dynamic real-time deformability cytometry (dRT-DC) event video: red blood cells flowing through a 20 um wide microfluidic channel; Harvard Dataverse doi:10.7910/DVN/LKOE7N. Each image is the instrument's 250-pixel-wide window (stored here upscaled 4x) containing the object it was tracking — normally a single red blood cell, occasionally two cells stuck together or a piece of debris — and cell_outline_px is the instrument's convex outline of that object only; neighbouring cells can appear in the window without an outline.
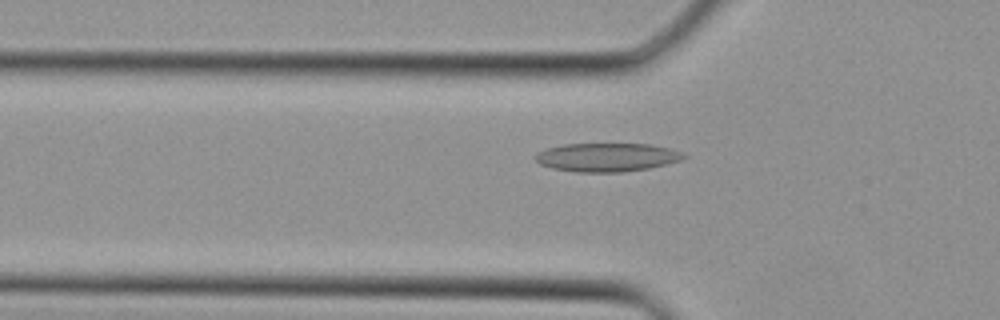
{"species": "Egyptian fruit bat (a non-hibernating species)", "species_latin": "Rousettus aegyptiacus", "temperature_condition": "cold", "stored_images_in_passage": 26, "camera_frame_rate_fps": 3000, "um_per_image_px": 0.085, "animal": {"sex": "female"}, "frame": {"image": 1, "passage_image": 4, "time_ms": 1.0, "image_size_px": [1000, 320], "cell_outline_px": [[688, 156], [680, 160], [648, 168], [620, 172], [576, 172], [552, 168], [540, 164], [536, 160], [536, 152], [548, 148], [564, 144], [652, 144], [684, 152]], "centroid_in_image_um": [51.59, 13.36], "position_along_channel_um": 74.2, "area_um2": 24.57}}
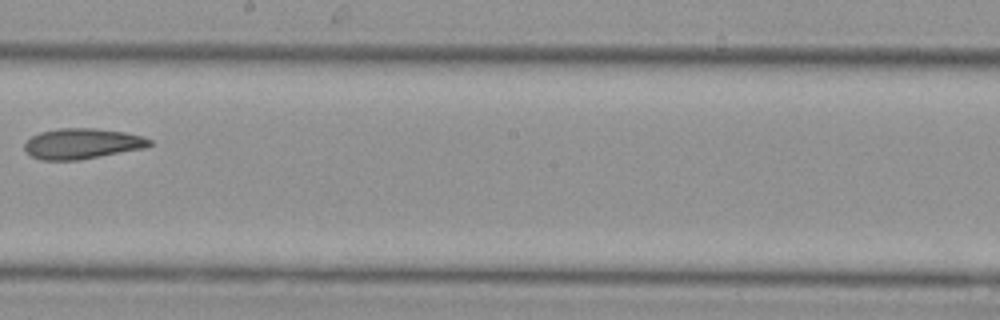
{"frame": {"image": 2, "passage_image": 13, "time_ms": 4.0, "image_size_px": [1000, 320], "cell_outline_px": [[152, 144], [144, 148], [100, 156], [76, 160], [40, 160], [32, 156], [24, 148], [24, 144], [32, 136], [40, 132], [60, 128], [96, 128], [124, 132], [144, 136], [152, 140]], "centroid_in_image_um": [7.0, 12.2], "position_along_channel_um": 241.2, "area_um2": 22.14}}
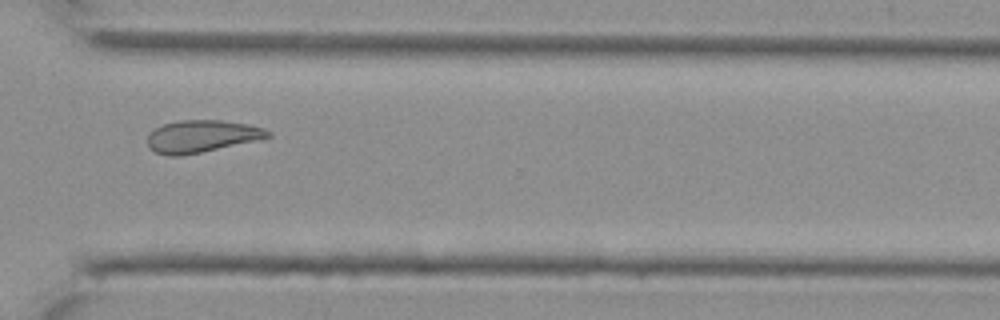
{"frame": {"image": 3, "passage_image": 19, "time_ms": 6.0, "image_size_px": [1000, 320], "cell_outline_px": [[272, 136], [256, 140], [200, 152], [180, 156], [168, 156], [156, 152], [148, 144], [148, 136], [156, 128], [164, 124], [180, 120], [220, 120], [248, 124], [264, 128], [272, 132]], "centroid_in_image_um": [17.17, 11.57], "position_along_channel_um": 353.4, "area_um2": 22.25}}